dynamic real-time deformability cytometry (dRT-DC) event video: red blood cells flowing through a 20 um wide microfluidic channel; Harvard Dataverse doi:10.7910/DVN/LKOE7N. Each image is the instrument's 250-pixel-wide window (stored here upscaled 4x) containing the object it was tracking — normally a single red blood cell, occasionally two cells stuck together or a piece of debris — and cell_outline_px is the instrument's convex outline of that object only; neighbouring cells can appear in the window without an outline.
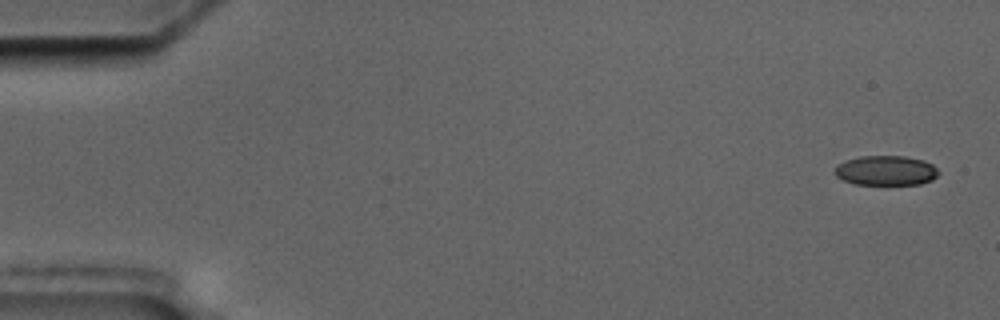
{"species": "common noctule bat (a hibernating species)", "species_latin": "Nyctalus noctula", "temperature_condition": "cold", "stored_images_in_passage": 6, "camera_frame_rate_fps": 3000, "um_per_image_px": 0.085, "animal": {"sex": "male", "body_mass_g": 17.5, "forearm_length_mm": 52.3}, "frame": {"image": 1, "passage_image": 1, "time_ms": 0.0, "image_size_px": [1000, 320], "cell_outline_px": [[940, 172], [932, 180], [920, 184], [852, 184], [836, 176], [832, 172], [836, 164], [844, 160], [860, 156], [904, 156], [924, 160], [932, 164]], "centroid_in_image_um": [75.26, 14.49], "position_along_channel_um": 9.7, "area_um2": 18.21}}